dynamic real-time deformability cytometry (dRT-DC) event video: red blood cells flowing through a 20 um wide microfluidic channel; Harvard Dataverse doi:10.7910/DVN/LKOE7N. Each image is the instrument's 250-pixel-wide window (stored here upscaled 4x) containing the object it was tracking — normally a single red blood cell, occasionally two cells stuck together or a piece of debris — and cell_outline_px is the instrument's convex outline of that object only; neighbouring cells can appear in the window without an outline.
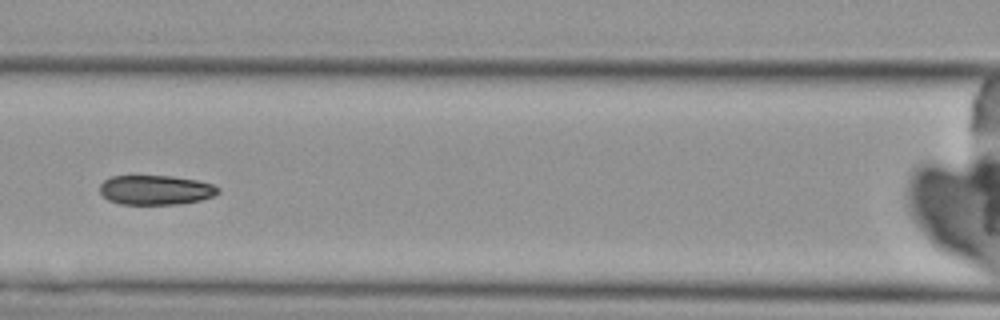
{"species": "Egyptian fruit bat (a non-hibernating species)", "species_latin": "Rousettus aegyptiacus", "temperature_condition": "cold", "stored_images_in_passage": 5, "camera_frame_rate_fps": 3000, "um_per_image_px": 0.085, "animal": {"sex": "female"}, "frame": {"image": 1, "passage_image": 5, "time_ms": 5.667, "image_size_px": [1000, 320], "cell_outline_px": [[220, 192], [212, 196], [200, 200], [180, 204], [120, 204], [108, 200], [100, 192], [100, 184], [104, 180], [112, 176], [172, 176], [196, 180], [212, 184], [220, 188]], "centroid_in_image_um": [13.23, 16.15], "position_along_channel_um": 153.4, "area_um2": 20.35}}